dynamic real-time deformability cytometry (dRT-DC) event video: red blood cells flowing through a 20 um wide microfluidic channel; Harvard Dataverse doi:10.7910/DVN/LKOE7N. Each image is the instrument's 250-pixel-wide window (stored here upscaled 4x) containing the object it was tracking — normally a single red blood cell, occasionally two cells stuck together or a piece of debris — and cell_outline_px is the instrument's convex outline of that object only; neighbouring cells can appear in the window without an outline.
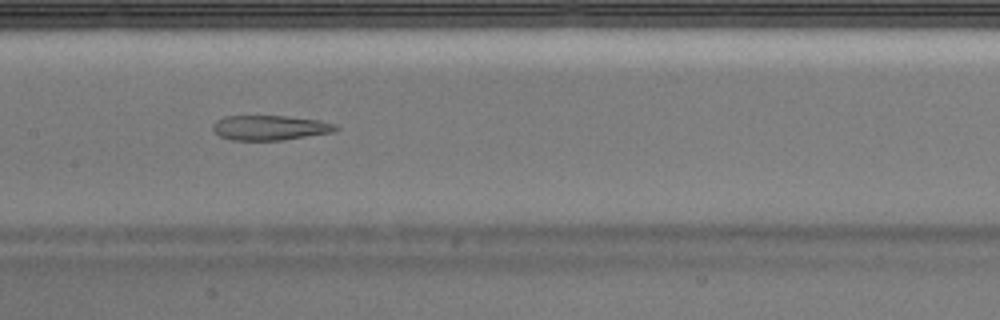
{"species": "Egyptian fruit bat (a non-hibernating species)", "species_latin": "Rousettus aegyptiacus", "temperature_condition": "warm", "stored_images_in_passage": 28, "camera_frame_rate_fps": 3000, "um_per_image_px": 0.085, "animal": {"sex": "male"}, "frame": {"image": 1, "passage_image": 9, "time_ms": 2.667, "image_size_px": [1000, 320], "cell_outline_px": [[340, 128], [336, 132], [284, 140], [232, 140], [220, 136], [212, 128], [212, 124], [216, 120], [224, 116], [288, 116], [320, 120], [336, 124]], "centroid_in_image_um": [23.0, 10.85], "position_along_channel_um": 184.4, "area_um2": 18.03}}